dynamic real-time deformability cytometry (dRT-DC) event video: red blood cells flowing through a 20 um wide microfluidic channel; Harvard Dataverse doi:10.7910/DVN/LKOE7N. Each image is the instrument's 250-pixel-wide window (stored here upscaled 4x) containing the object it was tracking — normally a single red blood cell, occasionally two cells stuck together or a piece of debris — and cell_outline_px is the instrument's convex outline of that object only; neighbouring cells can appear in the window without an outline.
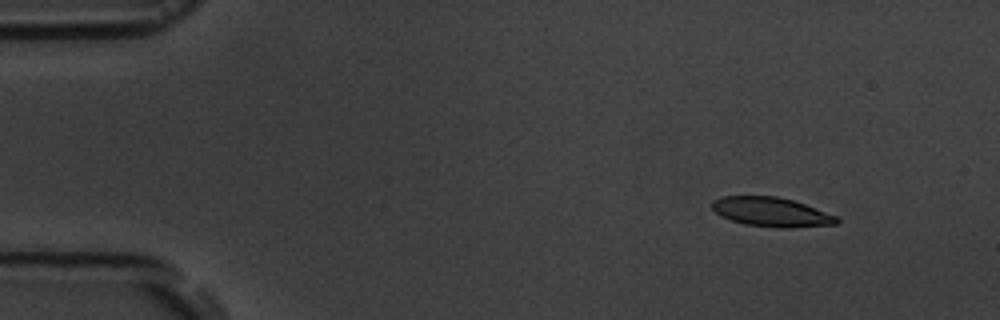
{"species": "common noctule bat (a hibernating species)", "species_latin": "Nyctalus noctula", "temperature_condition": "room temperature", "stored_images_in_passage": 5, "camera_frame_rate_fps": 3000, "um_per_image_px": 0.085, "animal": {"sex": "male", "body_mass_g": 19.5, "forearm_length_mm": 54.6}, "frame": {"image": 1, "passage_image": 2, "time_ms": 1.333, "image_size_px": [1000, 320], "cell_outline_px": [[840, 220], [836, 224], [784, 228], [744, 224], [720, 216], [712, 208], [712, 200], [720, 196], [776, 196], [792, 200], [804, 204], [836, 216]], "centroid_in_image_um": [65.52, 18.01], "position_along_channel_um": 19.5, "area_um2": 21.04}}
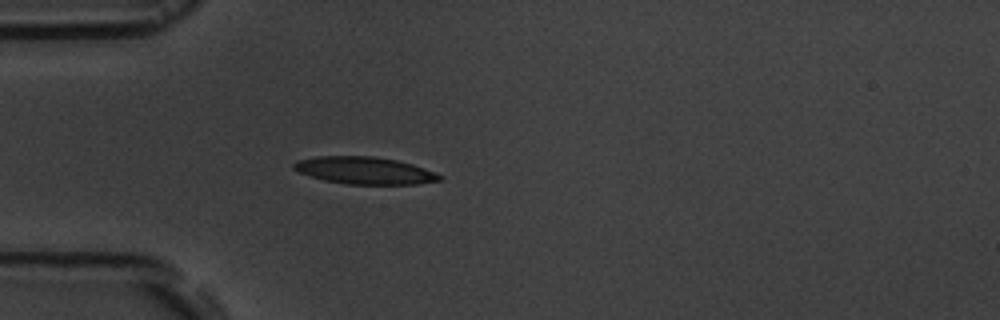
{"frame": {"image": 2, "passage_image": 5, "time_ms": 4.667, "image_size_px": [1000, 320], "cell_outline_px": [[444, 176], [440, 180], [416, 184], [348, 184], [324, 180], [300, 172], [292, 168], [292, 164], [296, 160], [316, 156], [372, 156], [396, 160], [412, 164], [436, 172]], "centroid_in_image_um": [30.99, 14.48], "position_along_channel_um": 54.0, "area_um2": 23.06}}